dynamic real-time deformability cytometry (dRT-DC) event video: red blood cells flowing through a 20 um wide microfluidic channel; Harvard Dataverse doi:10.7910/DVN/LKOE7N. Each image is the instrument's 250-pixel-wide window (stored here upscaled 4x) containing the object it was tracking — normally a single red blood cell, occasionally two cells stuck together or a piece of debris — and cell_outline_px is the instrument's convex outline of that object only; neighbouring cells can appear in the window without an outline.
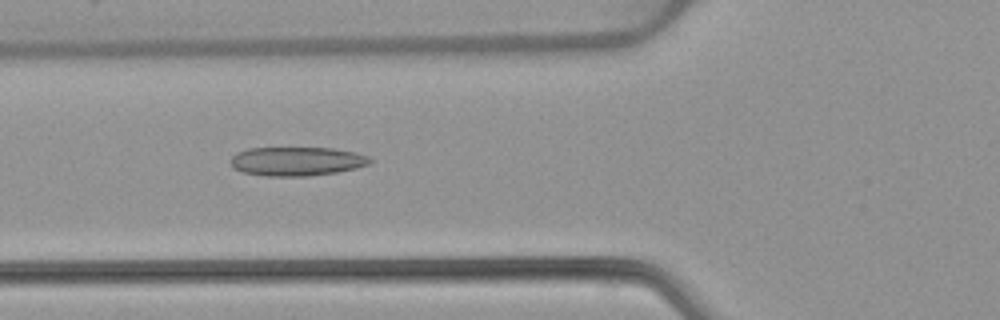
{"species": "common noctule bat (a hibernating species)", "species_latin": "Nyctalus noctula", "temperature_condition": "warm", "stored_images_in_passage": 52, "camera_frame_rate_fps": 3000, "um_per_image_px": 0.085, "animal": {"sex": "female", "body_mass_g": 22.7, "forearm_length_mm": 54.2}, "frame": {"image": 1, "passage_image": 19, "time_ms": 6.0, "image_size_px": [1000, 320], "cell_outline_px": [[372, 160], [368, 164], [356, 168], [336, 172], [308, 176], [264, 176], [244, 172], [232, 168], [228, 160], [236, 152], [248, 148], [332, 148], [356, 152], [368, 156]], "centroid_in_image_um": [25.18, 13.71], "position_along_channel_um": 100.6, "area_um2": 23.64}}
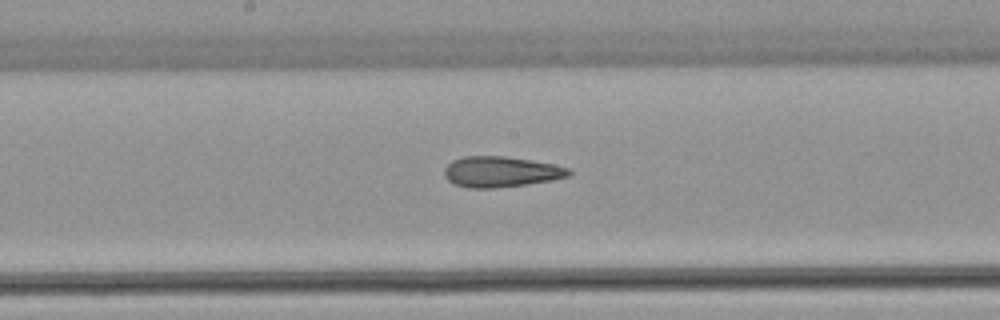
{"frame": {"image": 2, "passage_image": 27, "time_ms": 8.667, "image_size_px": [1000, 320], "cell_outline_px": [[572, 172], [568, 176], [552, 180], [528, 184], [496, 188], [468, 188], [452, 184], [444, 176], [444, 168], [452, 160], [464, 156], [504, 156], [532, 160], [572, 168]], "centroid_in_image_um": [42.56, 14.6], "position_along_channel_um": 205.6, "area_um2": 22.48}}
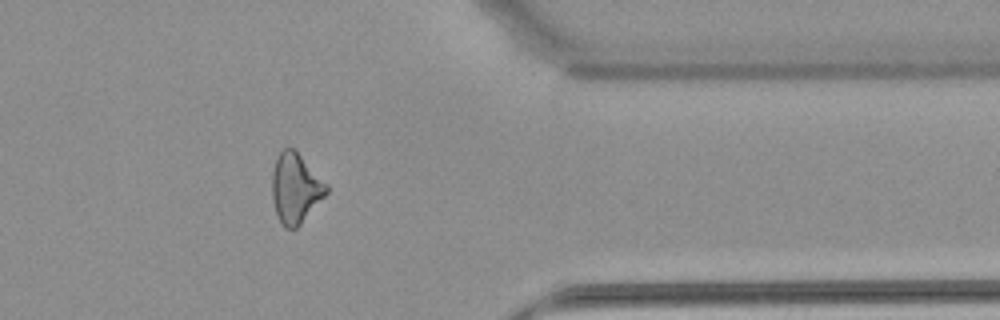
{"frame": {"image": 3, "passage_image": 42, "time_ms": 13.667, "image_size_px": [1000, 320], "cell_outline_px": [[328, 192], [300, 224], [296, 228], [284, 228], [280, 224], [272, 200], [272, 172], [276, 160], [280, 152], [284, 148], [292, 148], [328, 184]], "centroid_in_image_um": [25.1, 16.03], "position_along_channel_um": 386.3, "area_um2": 21.79}, "authors_computed_cell_mechanics": {"area_um2": 23.409, "velocity_mm_per_s": 3.9287, "shape_relaxation_time_tau1_ms": null, "shape_relaxation_time_tau2_ms": 3.9454, "deformation_change_tau1": null, "deformation_change_tau2": 0.1518}}